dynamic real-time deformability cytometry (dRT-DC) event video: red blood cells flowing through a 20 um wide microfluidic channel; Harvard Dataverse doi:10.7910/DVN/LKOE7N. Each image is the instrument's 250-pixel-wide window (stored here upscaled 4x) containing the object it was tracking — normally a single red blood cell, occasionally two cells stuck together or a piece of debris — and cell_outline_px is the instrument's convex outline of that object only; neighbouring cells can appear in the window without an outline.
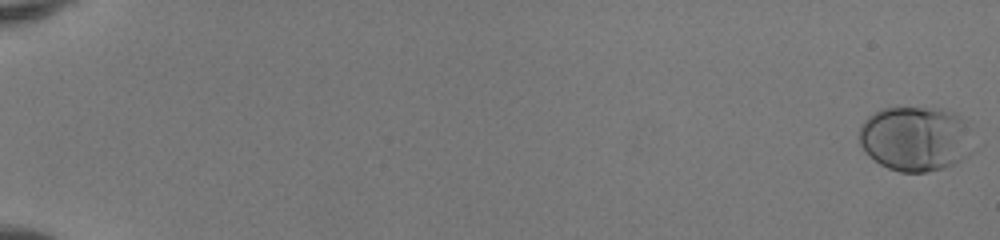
{"species": "human", "species_latin": "Homo sapiens", "temperature_condition": "room temperature", "stored_images_in_passage": 53, "camera_frame_rate_fps": 3000, "um_per_image_px": 0.085, "donor": {"sex": "female"}, "frame": {"image": 1, "passage_image": 1, "time_ms": 0.0, "image_size_px": [1000, 240], "cell_outline_px": [[972, 152], [956, 164], [944, 168], [928, 172], [900, 172], [888, 168], [880, 164], [868, 156], [864, 152], [856, 136], [864, 120], [868, 116], [880, 108], [936, 108], [952, 112], [968, 120], [972, 128]], "centroid_in_image_um": [77.84, 11.79], "position_along_channel_um": 7.2, "area_um2": 44.16}}
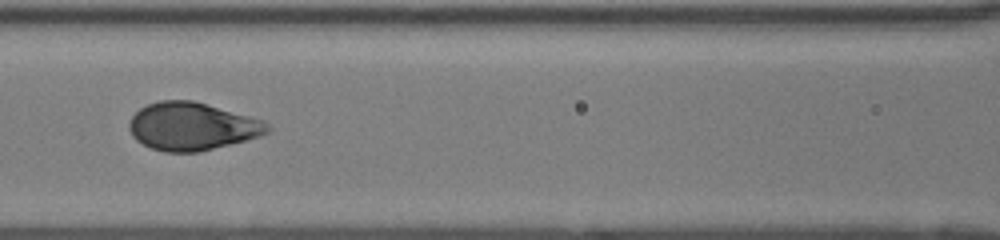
{"frame": {"image": 2, "passage_image": 27, "time_ms": 8.667, "image_size_px": [1000, 240], "cell_outline_px": [[272, 128], [268, 132], [260, 136], [200, 152], [164, 152], [152, 148], [136, 140], [132, 136], [128, 128], [128, 124], [132, 116], [140, 108], [148, 104], [160, 100], [192, 100], [264, 120]], "centroid_in_image_um": [16.31, 10.74], "position_along_channel_um": 150.3, "area_um2": 38.49}}
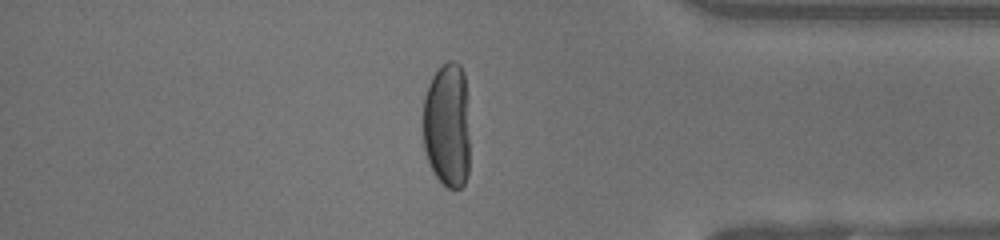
{"frame": {"image": 3, "passage_image": 46, "time_ms": 15.0, "image_size_px": [1000, 240], "cell_outline_px": [[468, 176], [464, 184], [460, 188], [448, 188], [436, 176], [428, 160], [424, 148], [424, 96], [428, 84], [432, 76], [448, 60], [456, 60], [460, 64], [464, 72], [468, 136]], "centroid_in_image_um": [38.01, 10.63], "position_along_channel_um": 397.2, "area_um2": 33.81}, "authors_computed_cell_mechanics": {"area_um2": 39.9398, "velocity_mm_per_s": 4.1333, "shape_relaxation_time_tau1_ms": 3.4121, "shape_relaxation_time_tau2_ms": null, "deformation_change_tau1": 0.1881, "deformation_change_tau2": null}}